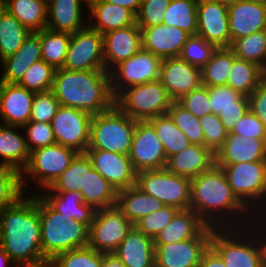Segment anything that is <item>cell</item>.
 <instances>
[{
  "mask_svg": "<svg viewBox=\"0 0 266 267\" xmlns=\"http://www.w3.org/2000/svg\"><path fill=\"white\" fill-rule=\"evenodd\" d=\"M16 127L22 128L16 125H0V155L3 157L0 165L11 167L21 174L23 190V184L26 180H23L22 171L29 162L30 152L27 148L26 138L13 131Z\"/></svg>",
  "mask_w": 266,
  "mask_h": 267,
  "instance_id": "f546056e",
  "label": "cell"
},
{
  "mask_svg": "<svg viewBox=\"0 0 266 267\" xmlns=\"http://www.w3.org/2000/svg\"><path fill=\"white\" fill-rule=\"evenodd\" d=\"M147 122L154 128L167 159L191 145L188 138L176 127L168 114L156 116Z\"/></svg>",
  "mask_w": 266,
  "mask_h": 267,
  "instance_id": "f35d334b",
  "label": "cell"
},
{
  "mask_svg": "<svg viewBox=\"0 0 266 267\" xmlns=\"http://www.w3.org/2000/svg\"><path fill=\"white\" fill-rule=\"evenodd\" d=\"M178 211L179 209L176 207L165 205L158 211L142 217L134 226L146 236L154 239L170 223Z\"/></svg>",
  "mask_w": 266,
  "mask_h": 267,
  "instance_id": "816d5d0a",
  "label": "cell"
},
{
  "mask_svg": "<svg viewBox=\"0 0 266 267\" xmlns=\"http://www.w3.org/2000/svg\"><path fill=\"white\" fill-rule=\"evenodd\" d=\"M161 63V58L141 48L131 58L116 65L115 68L117 67L118 69H116V73L111 68L110 80L113 96L116 97L125 88L158 80ZM118 79L125 82L120 83Z\"/></svg>",
  "mask_w": 266,
  "mask_h": 267,
  "instance_id": "7c38bea8",
  "label": "cell"
},
{
  "mask_svg": "<svg viewBox=\"0 0 266 267\" xmlns=\"http://www.w3.org/2000/svg\"><path fill=\"white\" fill-rule=\"evenodd\" d=\"M71 34L45 28L40 31L42 60L55 69L62 68L69 47Z\"/></svg>",
  "mask_w": 266,
  "mask_h": 267,
  "instance_id": "b9f144b4",
  "label": "cell"
},
{
  "mask_svg": "<svg viewBox=\"0 0 266 267\" xmlns=\"http://www.w3.org/2000/svg\"><path fill=\"white\" fill-rule=\"evenodd\" d=\"M6 12H7V9H6L5 3L3 0H0V26L2 24V20ZM0 31H1V28H0Z\"/></svg>",
  "mask_w": 266,
  "mask_h": 267,
  "instance_id": "03108f58",
  "label": "cell"
},
{
  "mask_svg": "<svg viewBox=\"0 0 266 267\" xmlns=\"http://www.w3.org/2000/svg\"><path fill=\"white\" fill-rule=\"evenodd\" d=\"M35 92L18 83L0 82V115L6 125L23 126L30 121Z\"/></svg>",
  "mask_w": 266,
  "mask_h": 267,
  "instance_id": "cb8c5ba5",
  "label": "cell"
},
{
  "mask_svg": "<svg viewBox=\"0 0 266 267\" xmlns=\"http://www.w3.org/2000/svg\"><path fill=\"white\" fill-rule=\"evenodd\" d=\"M77 154L75 150L57 143L35 149L30 153L29 162L22 173L36 177L42 187L49 188Z\"/></svg>",
  "mask_w": 266,
  "mask_h": 267,
  "instance_id": "4fadbf2b",
  "label": "cell"
},
{
  "mask_svg": "<svg viewBox=\"0 0 266 267\" xmlns=\"http://www.w3.org/2000/svg\"><path fill=\"white\" fill-rule=\"evenodd\" d=\"M213 228L210 246L220 255L226 267H263L261 246L231 239ZM245 242V243H244ZM255 246V247H254Z\"/></svg>",
  "mask_w": 266,
  "mask_h": 267,
  "instance_id": "d6986e66",
  "label": "cell"
},
{
  "mask_svg": "<svg viewBox=\"0 0 266 267\" xmlns=\"http://www.w3.org/2000/svg\"><path fill=\"white\" fill-rule=\"evenodd\" d=\"M266 78V72L257 64L237 58L233 52V64L228 76L227 86L249 96Z\"/></svg>",
  "mask_w": 266,
  "mask_h": 267,
  "instance_id": "8d00e7d4",
  "label": "cell"
},
{
  "mask_svg": "<svg viewBox=\"0 0 266 267\" xmlns=\"http://www.w3.org/2000/svg\"><path fill=\"white\" fill-rule=\"evenodd\" d=\"M38 1H41L48 6L53 0H38Z\"/></svg>",
  "mask_w": 266,
  "mask_h": 267,
  "instance_id": "2644e50d",
  "label": "cell"
},
{
  "mask_svg": "<svg viewBox=\"0 0 266 267\" xmlns=\"http://www.w3.org/2000/svg\"><path fill=\"white\" fill-rule=\"evenodd\" d=\"M211 113L218 115L228 132H232L249 110L248 96L227 85L207 86Z\"/></svg>",
  "mask_w": 266,
  "mask_h": 267,
  "instance_id": "ffe728a7",
  "label": "cell"
},
{
  "mask_svg": "<svg viewBox=\"0 0 266 267\" xmlns=\"http://www.w3.org/2000/svg\"><path fill=\"white\" fill-rule=\"evenodd\" d=\"M133 226L116 205L98 209L89 227L88 246L100 253H114Z\"/></svg>",
  "mask_w": 266,
  "mask_h": 267,
  "instance_id": "ba28073f",
  "label": "cell"
},
{
  "mask_svg": "<svg viewBox=\"0 0 266 267\" xmlns=\"http://www.w3.org/2000/svg\"><path fill=\"white\" fill-rule=\"evenodd\" d=\"M114 253L126 267H155L154 240L135 226Z\"/></svg>",
  "mask_w": 266,
  "mask_h": 267,
  "instance_id": "484cf974",
  "label": "cell"
},
{
  "mask_svg": "<svg viewBox=\"0 0 266 267\" xmlns=\"http://www.w3.org/2000/svg\"><path fill=\"white\" fill-rule=\"evenodd\" d=\"M22 196L21 174L7 166L0 165V212Z\"/></svg>",
  "mask_w": 266,
  "mask_h": 267,
  "instance_id": "f907efd6",
  "label": "cell"
},
{
  "mask_svg": "<svg viewBox=\"0 0 266 267\" xmlns=\"http://www.w3.org/2000/svg\"><path fill=\"white\" fill-rule=\"evenodd\" d=\"M263 267H266V242L261 243Z\"/></svg>",
  "mask_w": 266,
  "mask_h": 267,
  "instance_id": "a7ac6f4b",
  "label": "cell"
},
{
  "mask_svg": "<svg viewBox=\"0 0 266 267\" xmlns=\"http://www.w3.org/2000/svg\"><path fill=\"white\" fill-rule=\"evenodd\" d=\"M214 227L208 226L198 237L169 244H154L155 267H199L210 245Z\"/></svg>",
  "mask_w": 266,
  "mask_h": 267,
  "instance_id": "5bb4252c",
  "label": "cell"
},
{
  "mask_svg": "<svg viewBox=\"0 0 266 267\" xmlns=\"http://www.w3.org/2000/svg\"><path fill=\"white\" fill-rule=\"evenodd\" d=\"M137 121L116 105L92 116L87 150H106L129 155Z\"/></svg>",
  "mask_w": 266,
  "mask_h": 267,
  "instance_id": "5b68a950",
  "label": "cell"
},
{
  "mask_svg": "<svg viewBox=\"0 0 266 267\" xmlns=\"http://www.w3.org/2000/svg\"><path fill=\"white\" fill-rule=\"evenodd\" d=\"M54 267H102V253L85 246L58 254Z\"/></svg>",
  "mask_w": 266,
  "mask_h": 267,
  "instance_id": "7dc6e473",
  "label": "cell"
},
{
  "mask_svg": "<svg viewBox=\"0 0 266 267\" xmlns=\"http://www.w3.org/2000/svg\"><path fill=\"white\" fill-rule=\"evenodd\" d=\"M10 262L13 263L9 255L5 252L3 246L0 244V267H6Z\"/></svg>",
  "mask_w": 266,
  "mask_h": 267,
  "instance_id": "e7e4bbea",
  "label": "cell"
},
{
  "mask_svg": "<svg viewBox=\"0 0 266 267\" xmlns=\"http://www.w3.org/2000/svg\"><path fill=\"white\" fill-rule=\"evenodd\" d=\"M199 122L204 133L203 146L208 148L213 154H216L224 144L229 132L216 114L209 113L203 115L199 118Z\"/></svg>",
  "mask_w": 266,
  "mask_h": 267,
  "instance_id": "c3c4849f",
  "label": "cell"
},
{
  "mask_svg": "<svg viewBox=\"0 0 266 267\" xmlns=\"http://www.w3.org/2000/svg\"><path fill=\"white\" fill-rule=\"evenodd\" d=\"M169 2L170 0H142L136 24L140 28L162 25Z\"/></svg>",
  "mask_w": 266,
  "mask_h": 267,
  "instance_id": "db71d44e",
  "label": "cell"
},
{
  "mask_svg": "<svg viewBox=\"0 0 266 267\" xmlns=\"http://www.w3.org/2000/svg\"><path fill=\"white\" fill-rule=\"evenodd\" d=\"M257 161H266V139H251L231 132L215 154V164Z\"/></svg>",
  "mask_w": 266,
  "mask_h": 267,
  "instance_id": "d4e9b609",
  "label": "cell"
},
{
  "mask_svg": "<svg viewBox=\"0 0 266 267\" xmlns=\"http://www.w3.org/2000/svg\"><path fill=\"white\" fill-rule=\"evenodd\" d=\"M57 193L53 195L51 192L52 195H41V197L66 220L74 219L90 227L97 210L92 205L85 204L79 192Z\"/></svg>",
  "mask_w": 266,
  "mask_h": 267,
  "instance_id": "d6a6232c",
  "label": "cell"
},
{
  "mask_svg": "<svg viewBox=\"0 0 266 267\" xmlns=\"http://www.w3.org/2000/svg\"><path fill=\"white\" fill-rule=\"evenodd\" d=\"M177 102L197 118L211 113L208 87L204 85L185 94Z\"/></svg>",
  "mask_w": 266,
  "mask_h": 267,
  "instance_id": "9f6ffc18",
  "label": "cell"
},
{
  "mask_svg": "<svg viewBox=\"0 0 266 267\" xmlns=\"http://www.w3.org/2000/svg\"><path fill=\"white\" fill-rule=\"evenodd\" d=\"M249 1H253L257 4H261V5H265L266 6V0H249Z\"/></svg>",
  "mask_w": 266,
  "mask_h": 267,
  "instance_id": "89a4df30",
  "label": "cell"
},
{
  "mask_svg": "<svg viewBox=\"0 0 266 267\" xmlns=\"http://www.w3.org/2000/svg\"><path fill=\"white\" fill-rule=\"evenodd\" d=\"M197 3H201V2H213V3H223L228 5L232 0H194Z\"/></svg>",
  "mask_w": 266,
  "mask_h": 267,
  "instance_id": "003e7915",
  "label": "cell"
},
{
  "mask_svg": "<svg viewBox=\"0 0 266 267\" xmlns=\"http://www.w3.org/2000/svg\"><path fill=\"white\" fill-rule=\"evenodd\" d=\"M136 186L166 206L189 209L191 179L169 172L166 168L137 173Z\"/></svg>",
  "mask_w": 266,
  "mask_h": 267,
  "instance_id": "52a82bcc",
  "label": "cell"
},
{
  "mask_svg": "<svg viewBox=\"0 0 266 267\" xmlns=\"http://www.w3.org/2000/svg\"><path fill=\"white\" fill-rule=\"evenodd\" d=\"M81 1H86L88 4L89 0H53L48 6L47 27L50 30L56 32H66L73 34L86 27L81 21Z\"/></svg>",
  "mask_w": 266,
  "mask_h": 267,
  "instance_id": "1f68e13d",
  "label": "cell"
},
{
  "mask_svg": "<svg viewBox=\"0 0 266 267\" xmlns=\"http://www.w3.org/2000/svg\"><path fill=\"white\" fill-rule=\"evenodd\" d=\"M129 157L137 173L166 167L167 158L163 145L147 121H137Z\"/></svg>",
  "mask_w": 266,
  "mask_h": 267,
  "instance_id": "9a60e30c",
  "label": "cell"
},
{
  "mask_svg": "<svg viewBox=\"0 0 266 267\" xmlns=\"http://www.w3.org/2000/svg\"><path fill=\"white\" fill-rule=\"evenodd\" d=\"M103 48L104 67L110 72L111 67L131 58L142 48L140 27L135 24L103 34Z\"/></svg>",
  "mask_w": 266,
  "mask_h": 267,
  "instance_id": "603a6c76",
  "label": "cell"
},
{
  "mask_svg": "<svg viewBox=\"0 0 266 267\" xmlns=\"http://www.w3.org/2000/svg\"><path fill=\"white\" fill-rule=\"evenodd\" d=\"M197 5L194 0H170L163 24L178 27L190 35L197 34Z\"/></svg>",
  "mask_w": 266,
  "mask_h": 267,
  "instance_id": "60d3db41",
  "label": "cell"
},
{
  "mask_svg": "<svg viewBox=\"0 0 266 267\" xmlns=\"http://www.w3.org/2000/svg\"><path fill=\"white\" fill-rule=\"evenodd\" d=\"M105 2L119 5L131 10L135 15L138 14L142 0H104Z\"/></svg>",
  "mask_w": 266,
  "mask_h": 267,
  "instance_id": "94428289",
  "label": "cell"
},
{
  "mask_svg": "<svg viewBox=\"0 0 266 267\" xmlns=\"http://www.w3.org/2000/svg\"><path fill=\"white\" fill-rule=\"evenodd\" d=\"M208 225L192 210H179L170 223L153 239L154 244H169L198 237Z\"/></svg>",
  "mask_w": 266,
  "mask_h": 267,
  "instance_id": "f1b7e54d",
  "label": "cell"
},
{
  "mask_svg": "<svg viewBox=\"0 0 266 267\" xmlns=\"http://www.w3.org/2000/svg\"><path fill=\"white\" fill-rule=\"evenodd\" d=\"M233 64V51L230 48H216L209 61L201 68L202 85H227Z\"/></svg>",
  "mask_w": 266,
  "mask_h": 267,
  "instance_id": "ab89813d",
  "label": "cell"
},
{
  "mask_svg": "<svg viewBox=\"0 0 266 267\" xmlns=\"http://www.w3.org/2000/svg\"><path fill=\"white\" fill-rule=\"evenodd\" d=\"M27 129L26 144L29 152L56 143L51 123L29 121L22 126Z\"/></svg>",
  "mask_w": 266,
  "mask_h": 267,
  "instance_id": "11a10c76",
  "label": "cell"
},
{
  "mask_svg": "<svg viewBox=\"0 0 266 267\" xmlns=\"http://www.w3.org/2000/svg\"><path fill=\"white\" fill-rule=\"evenodd\" d=\"M216 48H230L228 8L223 3L201 2L197 5V34Z\"/></svg>",
  "mask_w": 266,
  "mask_h": 267,
  "instance_id": "ac0fdd59",
  "label": "cell"
},
{
  "mask_svg": "<svg viewBox=\"0 0 266 267\" xmlns=\"http://www.w3.org/2000/svg\"><path fill=\"white\" fill-rule=\"evenodd\" d=\"M230 49L237 58L255 63L266 72V30L236 39Z\"/></svg>",
  "mask_w": 266,
  "mask_h": 267,
  "instance_id": "7bdbcfd3",
  "label": "cell"
},
{
  "mask_svg": "<svg viewBox=\"0 0 266 267\" xmlns=\"http://www.w3.org/2000/svg\"><path fill=\"white\" fill-rule=\"evenodd\" d=\"M93 168L91 159L86 153H78L69 167L58 179L47 188L52 192H81L85 191L86 171Z\"/></svg>",
  "mask_w": 266,
  "mask_h": 267,
  "instance_id": "74e56055",
  "label": "cell"
},
{
  "mask_svg": "<svg viewBox=\"0 0 266 267\" xmlns=\"http://www.w3.org/2000/svg\"><path fill=\"white\" fill-rule=\"evenodd\" d=\"M102 267H126L115 253H102Z\"/></svg>",
  "mask_w": 266,
  "mask_h": 267,
  "instance_id": "6125c7cd",
  "label": "cell"
},
{
  "mask_svg": "<svg viewBox=\"0 0 266 267\" xmlns=\"http://www.w3.org/2000/svg\"><path fill=\"white\" fill-rule=\"evenodd\" d=\"M91 13L98 22L88 26L102 35L117 29H123L136 24V15L128 8L105 2L104 0H89Z\"/></svg>",
  "mask_w": 266,
  "mask_h": 267,
  "instance_id": "4dcf8cb0",
  "label": "cell"
},
{
  "mask_svg": "<svg viewBox=\"0 0 266 267\" xmlns=\"http://www.w3.org/2000/svg\"><path fill=\"white\" fill-rule=\"evenodd\" d=\"M216 165L222 168L233 193L245 206L249 207L247 202L254 198L266 196V161Z\"/></svg>",
  "mask_w": 266,
  "mask_h": 267,
  "instance_id": "8fae6325",
  "label": "cell"
},
{
  "mask_svg": "<svg viewBox=\"0 0 266 267\" xmlns=\"http://www.w3.org/2000/svg\"><path fill=\"white\" fill-rule=\"evenodd\" d=\"M59 106L60 103L52 90L36 92L33 99L30 121L51 123Z\"/></svg>",
  "mask_w": 266,
  "mask_h": 267,
  "instance_id": "f5cc1de1",
  "label": "cell"
},
{
  "mask_svg": "<svg viewBox=\"0 0 266 267\" xmlns=\"http://www.w3.org/2000/svg\"><path fill=\"white\" fill-rule=\"evenodd\" d=\"M56 69L44 60L33 63L18 83L33 92H44L52 89Z\"/></svg>",
  "mask_w": 266,
  "mask_h": 267,
  "instance_id": "bcb514c9",
  "label": "cell"
},
{
  "mask_svg": "<svg viewBox=\"0 0 266 267\" xmlns=\"http://www.w3.org/2000/svg\"><path fill=\"white\" fill-rule=\"evenodd\" d=\"M172 102L159 79L126 88L115 97V105L136 121L167 114Z\"/></svg>",
  "mask_w": 266,
  "mask_h": 267,
  "instance_id": "8992f818",
  "label": "cell"
},
{
  "mask_svg": "<svg viewBox=\"0 0 266 267\" xmlns=\"http://www.w3.org/2000/svg\"><path fill=\"white\" fill-rule=\"evenodd\" d=\"M23 267H54L52 259H43L34 263H24Z\"/></svg>",
  "mask_w": 266,
  "mask_h": 267,
  "instance_id": "be15d7a7",
  "label": "cell"
},
{
  "mask_svg": "<svg viewBox=\"0 0 266 267\" xmlns=\"http://www.w3.org/2000/svg\"><path fill=\"white\" fill-rule=\"evenodd\" d=\"M140 29L142 48L161 59L179 57L187 39L191 36L185 30L165 24Z\"/></svg>",
  "mask_w": 266,
  "mask_h": 267,
  "instance_id": "7402d4cb",
  "label": "cell"
},
{
  "mask_svg": "<svg viewBox=\"0 0 266 267\" xmlns=\"http://www.w3.org/2000/svg\"><path fill=\"white\" fill-rule=\"evenodd\" d=\"M215 164V154L208 148L191 144L167 159L166 169L173 174L193 179Z\"/></svg>",
  "mask_w": 266,
  "mask_h": 267,
  "instance_id": "4316f807",
  "label": "cell"
},
{
  "mask_svg": "<svg viewBox=\"0 0 266 267\" xmlns=\"http://www.w3.org/2000/svg\"><path fill=\"white\" fill-rule=\"evenodd\" d=\"M80 194L85 204L98 210L115 206L118 191L92 168L86 171L85 191Z\"/></svg>",
  "mask_w": 266,
  "mask_h": 267,
  "instance_id": "d590c367",
  "label": "cell"
},
{
  "mask_svg": "<svg viewBox=\"0 0 266 267\" xmlns=\"http://www.w3.org/2000/svg\"><path fill=\"white\" fill-rule=\"evenodd\" d=\"M116 206L135 224L142 217L158 211L165 205L134 185L118 191Z\"/></svg>",
  "mask_w": 266,
  "mask_h": 267,
  "instance_id": "836d02e7",
  "label": "cell"
},
{
  "mask_svg": "<svg viewBox=\"0 0 266 267\" xmlns=\"http://www.w3.org/2000/svg\"><path fill=\"white\" fill-rule=\"evenodd\" d=\"M52 92L60 105L97 115L115 105L111 91L110 72L105 69L70 71L58 68Z\"/></svg>",
  "mask_w": 266,
  "mask_h": 267,
  "instance_id": "7a4b0ae2",
  "label": "cell"
},
{
  "mask_svg": "<svg viewBox=\"0 0 266 267\" xmlns=\"http://www.w3.org/2000/svg\"><path fill=\"white\" fill-rule=\"evenodd\" d=\"M249 109L266 127V78L248 96Z\"/></svg>",
  "mask_w": 266,
  "mask_h": 267,
  "instance_id": "680465c9",
  "label": "cell"
},
{
  "mask_svg": "<svg viewBox=\"0 0 266 267\" xmlns=\"http://www.w3.org/2000/svg\"><path fill=\"white\" fill-rule=\"evenodd\" d=\"M231 133L251 139H266V127L250 109Z\"/></svg>",
  "mask_w": 266,
  "mask_h": 267,
  "instance_id": "6f0895ef",
  "label": "cell"
},
{
  "mask_svg": "<svg viewBox=\"0 0 266 267\" xmlns=\"http://www.w3.org/2000/svg\"><path fill=\"white\" fill-rule=\"evenodd\" d=\"M41 249L44 259H54L58 254L88 246L89 227L74 219L66 220L39 196Z\"/></svg>",
  "mask_w": 266,
  "mask_h": 267,
  "instance_id": "277c9868",
  "label": "cell"
},
{
  "mask_svg": "<svg viewBox=\"0 0 266 267\" xmlns=\"http://www.w3.org/2000/svg\"><path fill=\"white\" fill-rule=\"evenodd\" d=\"M190 209L211 227H215V223L213 226L209 218L216 211L219 212L222 209L223 213L225 212L224 210H228V212L232 211L230 213H233V211L237 212L240 210V212H243L248 210L247 206L233 193L222 168L216 164L209 170L191 179ZM209 213L210 215H208Z\"/></svg>",
  "mask_w": 266,
  "mask_h": 267,
  "instance_id": "3957f363",
  "label": "cell"
},
{
  "mask_svg": "<svg viewBox=\"0 0 266 267\" xmlns=\"http://www.w3.org/2000/svg\"><path fill=\"white\" fill-rule=\"evenodd\" d=\"M92 115L60 105L51 121L57 144L85 153L90 142Z\"/></svg>",
  "mask_w": 266,
  "mask_h": 267,
  "instance_id": "30bf717a",
  "label": "cell"
},
{
  "mask_svg": "<svg viewBox=\"0 0 266 267\" xmlns=\"http://www.w3.org/2000/svg\"><path fill=\"white\" fill-rule=\"evenodd\" d=\"M95 169L117 191L136 185L137 172L129 155L106 150H86Z\"/></svg>",
  "mask_w": 266,
  "mask_h": 267,
  "instance_id": "2e32d148",
  "label": "cell"
},
{
  "mask_svg": "<svg viewBox=\"0 0 266 267\" xmlns=\"http://www.w3.org/2000/svg\"><path fill=\"white\" fill-rule=\"evenodd\" d=\"M0 244L21 266L43 260L38 198H22L0 212Z\"/></svg>",
  "mask_w": 266,
  "mask_h": 267,
  "instance_id": "6da1fadb",
  "label": "cell"
},
{
  "mask_svg": "<svg viewBox=\"0 0 266 267\" xmlns=\"http://www.w3.org/2000/svg\"><path fill=\"white\" fill-rule=\"evenodd\" d=\"M231 44L239 38L266 30V6L249 0H232L228 5Z\"/></svg>",
  "mask_w": 266,
  "mask_h": 267,
  "instance_id": "44dd1931",
  "label": "cell"
},
{
  "mask_svg": "<svg viewBox=\"0 0 266 267\" xmlns=\"http://www.w3.org/2000/svg\"><path fill=\"white\" fill-rule=\"evenodd\" d=\"M62 68L70 71L105 69L103 35L88 25L71 34Z\"/></svg>",
  "mask_w": 266,
  "mask_h": 267,
  "instance_id": "9c48e42d",
  "label": "cell"
},
{
  "mask_svg": "<svg viewBox=\"0 0 266 267\" xmlns=\"http://www.w3.org/2000/svg\"><path fill=\"white\" fill-rule=\"evenodd\" d=\"M167 114L171 117L176 127L188 138L191 144L202 145L204 142L203 128L199 118L173 101Z\"/></svg>",
  "mask_w": 266,
  "mask_h": 267,
  "instance_id": "f6af8a7d",
  "label": "cell"
},
{
  "mask_svg": "<svg viewBox=\"0 0 266 267\" xmlns=\"http://www.w3.org/2000/svg\"><path fill=\"white\" fill-rule=\"evenodd\" d=\"M0 28V57L3 60L13 55L31 32L8 12Z\"/></svg>",
  "mask_w": 266,
  "mask_h": 267,
  "instance_id": "ee69618b",
  "label": "cell"
},
{
  "mask_svg": "<svg viewBox=\"0 0 266 267\" xmlns=\"http://www.w3.org/2000/svg\"><path fill=\"white\" fill-rule=\"evenodd\" d=\"M7 12L14 16L30 32L47 27V5L38 0H3Z\"/></svg>",
  "mask_w": 266,
  "mask_h": 267,
  "instance_id": "e575fe53",
  "label": "cell"
},
{
  "mask_svg": "<svg viewBox=\"0 0 266 267\" xmlns=\"http://www.w3.org/2000/svg\"><path fill=\"white\" fill-rule=\"evenodd\" d=\"M199 267H226L220 255L209 245L204 251Z\"/></svg>",
  "mask_w": 266,
  "mask_h": 267,
  "instance_id": "91938a15",
  "label": "cell"
},
{
  "mask_svg": "<svg viewBox=\"0 0 266 267\" xmlns=\"http://www.w3.org/2000/svg\"><path fill=\"white\" fill-rule=\"evenodd\" d=\"M159 80L173 101L202 85L201 69L180 57L162 59Z\"/></svg>",
  "mask_w": 266,
  "mask_h": 267,
  "instance_id": "e0dca14e",
  "label": "cell"
},
{
  "mask_svg": "<svg viewBox=\"0 0 266 267\" xmlns=\"http://www.w3.org/2000/svg\"><path fill=\"white\" fill-rule=\"evenodd\" d=\"M40 60H42L40 31L31 32L13 55L2 60L5 69L0 82L19 83L28 68Z\"/></svg>",
  "mask_w": 266,
  "mask_h": 267,
  "instance_id": "83f0119b",
  "label": "cell"
},
{
  "mask_svg": "<svg viewBox=\"0 0 266 267\" xmlns=\"http://www.w3.org/2000/svg\"><path fill=\"white\" fill-rule=\"evenodd\" d=\"M216 50L213 44L208 43L198 35H191L179 55L184 61L201 69Z\"/></svg>",
  "mask_w": 266,
  "mask_h": 267,
  "instance_id": "681fc988",
  "label": "cell"
}]
</instances>
